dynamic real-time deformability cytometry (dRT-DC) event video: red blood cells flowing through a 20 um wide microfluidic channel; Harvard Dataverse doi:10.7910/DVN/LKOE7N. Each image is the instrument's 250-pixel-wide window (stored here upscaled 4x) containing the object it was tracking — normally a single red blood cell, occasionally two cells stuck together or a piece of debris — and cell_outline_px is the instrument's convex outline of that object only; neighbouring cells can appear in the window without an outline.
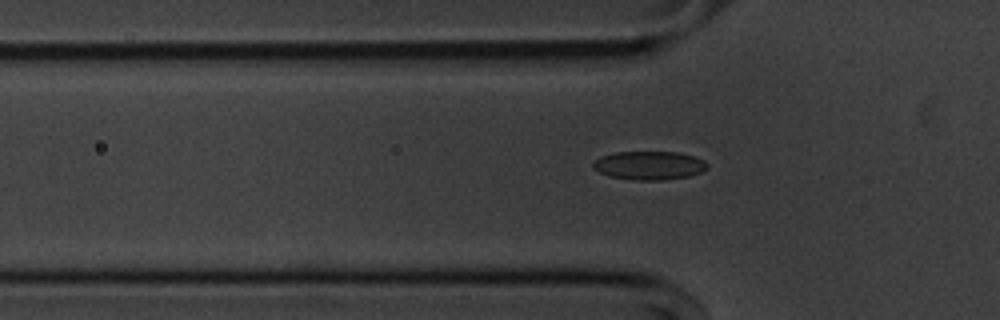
{"species": "common noctule bat (a hibernating species)", "species_latin": "Nyctalus noctula", "temperature_condition": "cold", "stored_images_in_passage": 47, "camera_frame_rate_fps": 3000, "um_per_image_px": 0.085, "animal": {"sex": "male", "body_mass_g": 20.1, "forearm_length_mm": 53.5}, "frame": {"image": 1, "passage_image": 12, "time_ms": 3.667, "image_size_px": [1000, 320], "cell_outline_px": [[708, 168], [700, 172], [688, 176], [660, 180], [632, 180], [608, 176], [592, 168], [592, 164], [600, 156], [616, 152], [680, 152], [704, 160], [708, 164]], "centroid_in_image_um": [55.16, 14.06], "position_along_channel_um": 70.6, "area_um2": 19.02}}
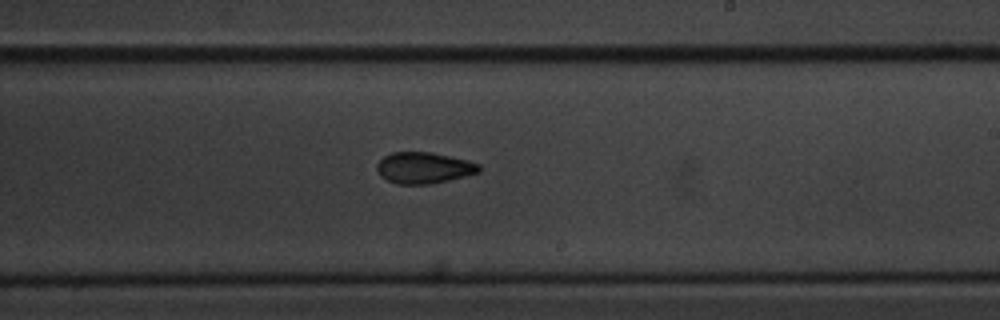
{"frame": {"image": 2, "passage_image": 27, "time_ms": 8.667, "image_size_px": [1000, 320], "cell_outline_px": [[480, 172], [448, 180], [428, 184], [396, 184], [380, 176], [376, 168], [376, 164], [384, 156], [392, 152], [432, 152], [468, 160], [480, 164]], "centroid_in_image_um": [36.01, 14.26], "position_along_channel_um": 253.0, "area_um2": 18.61}}
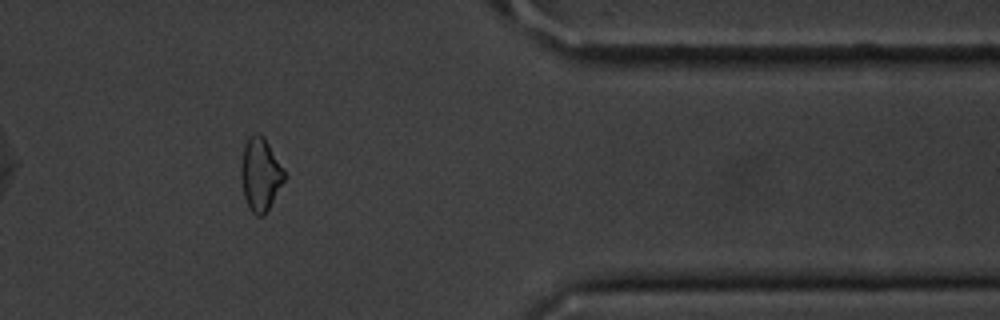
{"frame": {"image": 3, "passage_image": 40, "time_ms": 13.0, "image_size_px": [1000, 320], "cell_outline_px": [[288, 176], [264, 216], [256, 216], [248, 208], [244, 196], [240, 176], [240, 168], [244, 144], [256, 132], [260, 132], [264, 136], [284, 168]], "centroid_in_image_um": [22.15, 14.83], "position_along_channel_um": 389.2, "area_um2": 18.84}, "authors_computed_cell_mechanics": {"area_um2": 18.785, "velocity_mm_per_s": 3.6335, "shape_relaxation_time_tau1_ms": 6.3265, "shape_relaxation_time_tau2_ms": 4.3653, "deformation_change_tau1": 0.1159, "deformation_change_tau2": 0.0973}}